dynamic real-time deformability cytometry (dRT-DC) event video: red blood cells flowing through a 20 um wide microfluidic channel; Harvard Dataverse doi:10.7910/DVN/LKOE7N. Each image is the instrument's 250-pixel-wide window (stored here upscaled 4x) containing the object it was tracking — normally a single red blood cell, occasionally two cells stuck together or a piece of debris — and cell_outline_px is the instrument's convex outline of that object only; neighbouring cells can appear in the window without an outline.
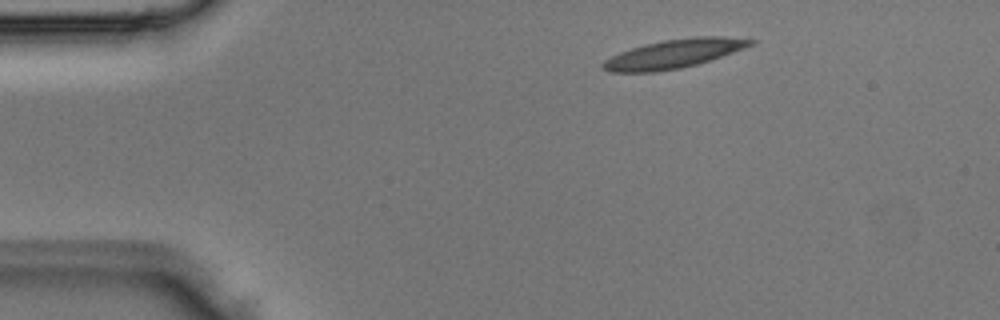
{"species": "Egyptian fruit bat (a non-hibernating species)", "species_latin": "Rousettus aegyptiacus", "temperature_condition": "room temperature", "stored_images_in_passage": 3, "camera_frame_rate_fps": 3000, "um_per_image_px": 0.085, "animal": {"sex": "male"}, "frame": {"image": 1, "passage_image": 1, "time_ms": 0.0, "image_size_px": [1000, 320], "cell_outline_px": [[756, 40], [752, 44], [744, 48], [696, 64], [680, 68], [656, 72], [608, 72], [600, 64], [604, 60], [620, 52], [644, 44], [664, 40], [696, 36], [724, 36]], "centroid_in_image_um": [57.24, 4.57], "position_along_channel_um": 27.8, "area_um2": 24.45}}
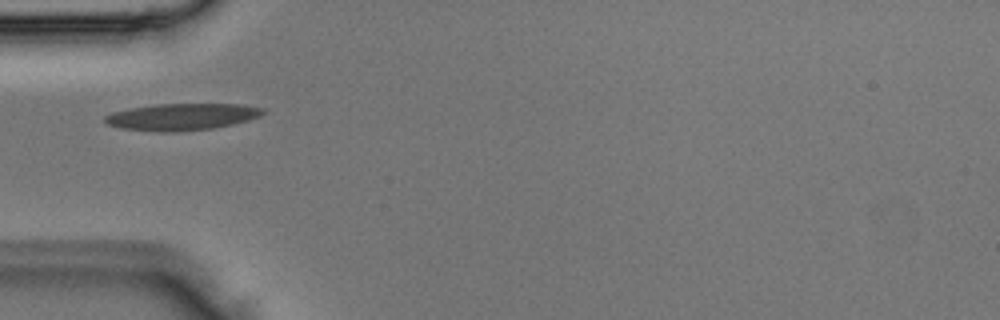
{"frame": {"image": 2, "passage_image": 3, "time_ms": 0.667, "image_size_px": [1000, 320], "cell_outline_px": [[264, 112], [260, 116], [248, 120], [232, 124], [212, 128], [176, 132], [160, 132], [120, 128], [108, 124], [104, 120], [104, 116], [112, 112], [128, 108], [156, 104], [240, 104], [264, 108]], "centroid_in_image_um": [15.43, 9.92], "position_along_channel_um": 69.6, "area_um2": 24.68}}